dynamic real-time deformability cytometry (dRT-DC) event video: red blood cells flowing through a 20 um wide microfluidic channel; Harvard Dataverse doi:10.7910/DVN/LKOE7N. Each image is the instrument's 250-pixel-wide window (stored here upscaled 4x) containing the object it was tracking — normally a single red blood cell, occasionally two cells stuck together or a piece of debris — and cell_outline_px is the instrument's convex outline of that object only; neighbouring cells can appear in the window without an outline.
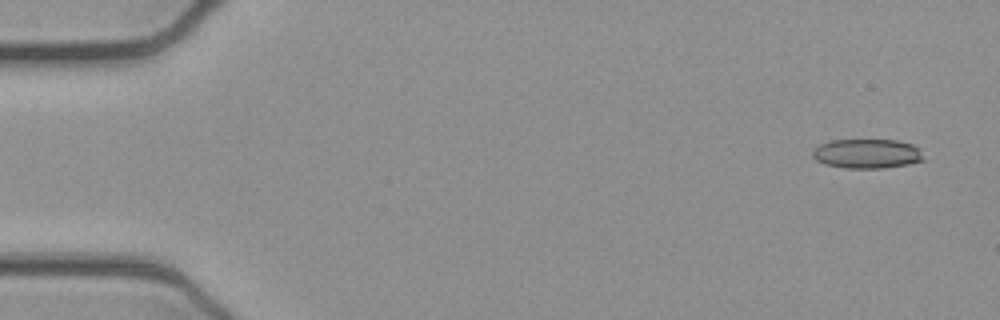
{"species": "common noctule bat (a hibernating species)", "species_latin": "Nyctalus noctula", "temperature_condition": "cold", "stored_images_in_passage": 51, "camera_frame_rate_fps": 3000, "um_per_image_px": 0.085, "animal": {"sex": "female", "body_mass_g": 21.9}, "frame": {"image": 1, "passage_image": 2, "time_ms": 0.333, "image_size_px": [1000, 320], "cell_outline_px": [[924, 160], [908, 164], [884, 168], [848, 168], [824, 164], [816, 160], [812, 156], [812, 152], [820, 144], [832, 140], [896, 140], [912, 144], [920, 148]], "centroid_in_image_um": [73.71, 13.06], "position_along_channel_um": 11.3, "area_um2": 19.02}}
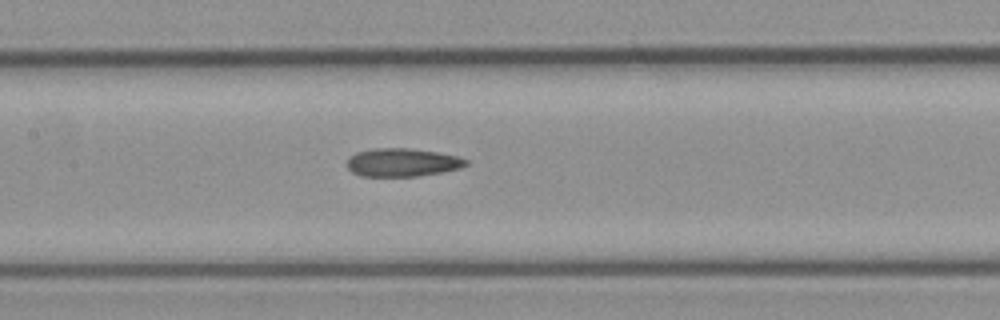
{"frame": {"image": 2, "passage_image": 24, "time_ms": 7.667, "image_size_px": [1000, 320], "cell_outline_px": [[468, 164], [460, 168], [440, 172], [416, 176], [360, 176], [352, 172], [344, 164], [348, 156], [356, 152], [372, 148], [408, 148], [436, 152], [456, 156], [468, 160]], "centroid_in_image_um": [34.11, 13.8], "position_along_channel_um": 173.3, "area_um2": 19.65}}
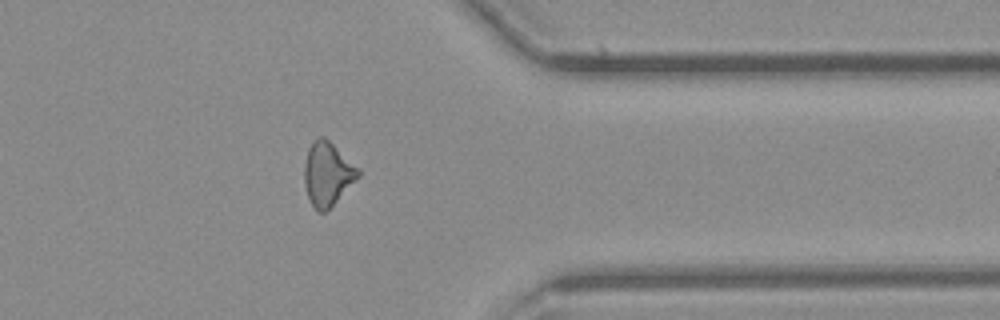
{"frame": {"image": 3, "passage_image": 41, "time_ms": 13.333, "image_size_px": [1000, 320], "cell_outline_px": [[360, 176], [324, 212], [316, 212], [308, 196], [304, 184], [304, 164], [308, 148], [320, 136], [324, 136], [360, 168]], "centroid_in_image_um": [27.83, 14.76], "position_along_channel_um": 383.6, "area_um2": 19.71}, "authors_computed_cell_mechanics": {"area_um2": 19.7676, "velocity_mm_per_s": 3.9201, "shape_relaxation_time_tau1_ms": null, "shape_relaxation_time_tau2_ms": 2.9746, "deformation_change_tau1": null, "deformation_change_tau2": 0.1277}}